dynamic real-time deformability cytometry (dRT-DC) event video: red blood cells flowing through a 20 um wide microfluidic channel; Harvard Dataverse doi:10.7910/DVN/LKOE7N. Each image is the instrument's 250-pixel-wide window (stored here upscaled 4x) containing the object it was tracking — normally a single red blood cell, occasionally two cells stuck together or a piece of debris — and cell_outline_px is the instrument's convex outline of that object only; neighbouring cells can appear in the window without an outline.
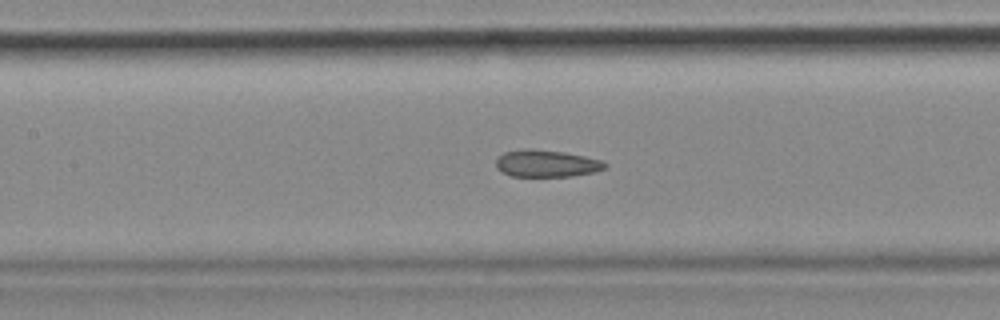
{"species": "common noctule bat (a hibernating species)", "species_latin": "Nyctalus noctula", "temperature_condition": "cold", "stored_images_in_passage": 54, "camera_frame_rate_fps": 3000, "um_per_image_px": 0.085, "animal": {"sex": "female", "body_mass_g": 18.4}, "frame": {"image": 1, "passage_image": 24, "time_ms": 7.667, "image_size_px": [1000, 320], "cell_outline_px": [[608, 168], [596, 172], [572, 176], [512, 176], [496, 168], [496, 160], [504, 152], [524, 148], [532, 148], [564, 152], [584, 156], [600, 160], [608, 164]], "centroid_in_image_um": [46.48, 13.89], "position_along_channel_um": 160.9, "area_um2": 17.28}, "authors_computed_cell_mechanics": {"area_um2": 18.3226, "velocity_mm_per_s": 3.6572, "shape_relaxation_time_tau1_ms": null, "shape_relaxation_time_tau2_ms": 2.0345, "deformation_change_tau1": null, "deformation_change_tau2": 0.0752}}